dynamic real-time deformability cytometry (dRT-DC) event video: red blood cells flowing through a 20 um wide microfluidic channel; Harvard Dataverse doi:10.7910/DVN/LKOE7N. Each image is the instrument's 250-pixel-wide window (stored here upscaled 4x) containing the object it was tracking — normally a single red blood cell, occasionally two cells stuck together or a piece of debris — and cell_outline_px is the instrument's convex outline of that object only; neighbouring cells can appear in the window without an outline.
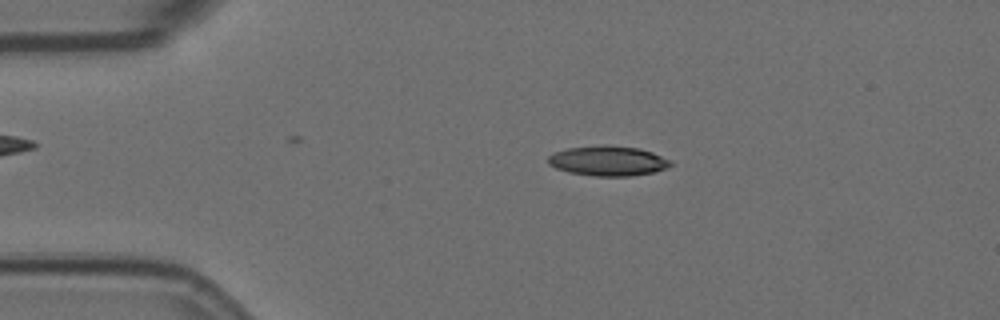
{"species": "Egyptian fruit bat (a non-hibernating species)", "species_latin": "Rousettus aegyptiacus", "temperature_condition": "room temperature", "stored_images_in_passage": 4, "camera_frame_rate_fps": 3000, "um_per_image_px": 0.085, "animal": {"sex": "female"}, "frame": {"image": 1, "passage_image": 3, "time_ms": 0.667, "image_size_px": [1000, 320], "cell_outline_px": [[672, 164], [656, 172], [632, 176], [596, 176], [568, 172], [556, 168], [548, 164], [548, 156], [556, 152], [568, 148], [640, 148], [652, 152], [672, 160]], "centroid_in_image_um": [51.72, 13.73], "position_along_channel_um": 33.3, "area_um2": 20.46}}